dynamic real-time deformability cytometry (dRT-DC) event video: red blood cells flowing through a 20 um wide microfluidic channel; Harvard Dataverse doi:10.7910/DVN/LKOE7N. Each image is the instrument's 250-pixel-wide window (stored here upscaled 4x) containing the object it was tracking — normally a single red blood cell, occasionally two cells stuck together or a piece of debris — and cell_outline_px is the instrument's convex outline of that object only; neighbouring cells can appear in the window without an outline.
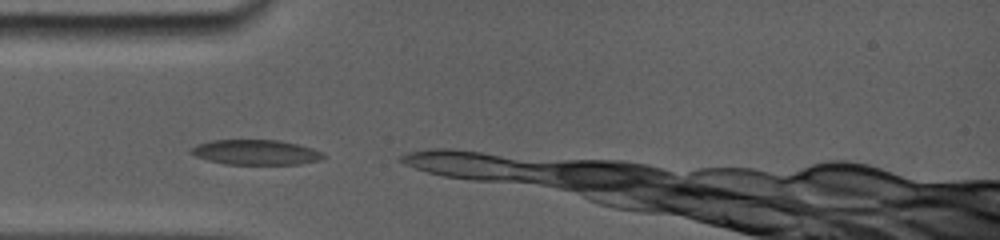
{"species": "common noctule bat (a hibernating species)", "species_latin": "Nyctalus noctula", "temperature_condition": "room temperature", "stored_images_in_passage": 3, "camera_frame_rate_fps": 5000, "um_per_image_px": 0.085, "animal": {"sex": "female", "body_mass_g": 19.0, "forearm_length_mm": 56.7}, "frame": {"image": 1, "passage_image": 1, "time_ms": 0.0, "image_size_px": [1000, 240], "cell_outline_px": [[328, 156], [320, 160], [300, 164], [224, 164], [208, 160], [196, 156], [188, 152], [192, 148], [200, 144], [216, 140], [276, 140], [296, 144], [312, 148]], "centroid_in_image_um": [21.77, 12.95], "position_along_channel_um": 63.2, "area_um2": 19.07}}